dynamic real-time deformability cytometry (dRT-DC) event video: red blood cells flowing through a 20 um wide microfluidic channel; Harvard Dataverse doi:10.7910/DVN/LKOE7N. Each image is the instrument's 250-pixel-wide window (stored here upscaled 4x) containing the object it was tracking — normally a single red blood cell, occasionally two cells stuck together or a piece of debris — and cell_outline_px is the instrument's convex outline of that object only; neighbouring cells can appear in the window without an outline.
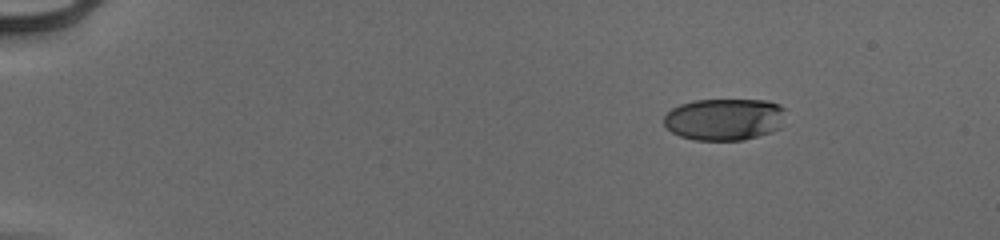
{"species": "human", "species_latin": "Homo sapiens", "temperature_condition": "cold", "stored_images_in_passage": 47, "camera_frame_rate_fps": 3000, "um_per_image_px": 0.085, "donor": {"sex": "male"}, "frame": {"image": 1, "passage_image": 1, "time_ms": 0.0, "image_size_px": [1000, 240], "cell_outline_px": [[784, 108], [780, 128], [772, 132], [744, 140], [696, 140], [680, 136], [672, 132], [664, 124], [664, 116], [672, 108], [680, 104], [696, 100], [768, 100], [780, 104]], "centroid_in_image_um": [61.57, 10.14], "position_along_channel_um": 23.4, "area_um2": 29.77}}
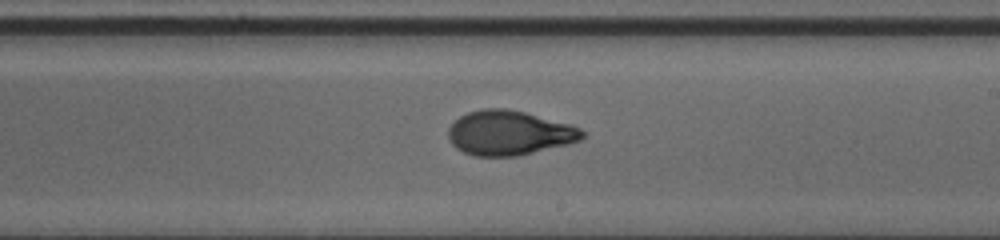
{"frame": {"image": 2, "passage_image": 27, "time_ms": 8.667, "image_size_px": [1000, 240], "cell_outline_px": [[588, 136], [580, 140], [568, 144], [520, 156], [472, 156], [456, 148], [448, 140], [448, 128], [460, 116], [468, 112], [484, 108], [508, 108], [572, 124], [588, 132]], "centroid_in_image_um": [43.32, 11.3], "position_along_channel_um": 245.7, "area_um2": 35.26}}
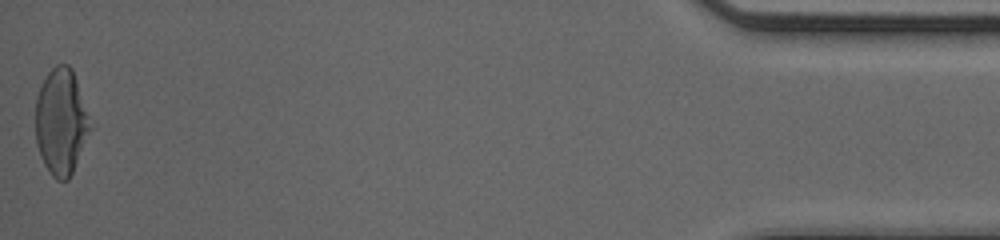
{"frame": {"image": 3, "passage_image": 47, "time_ms": 15.333, "image_size_px": [1000, 240], "cell_outline_px": [[92, 128], [72, 172], [68, 180], [56, 180], [52, 176], [44, 164], [40, 156], [36, 144], [36, 96], [48, 72], [56, 64], [68, 64], [72, 68]], "centroid_in_image_um": [5.18, 10.36], "position_along_channel_um": 430.0, "area_um2": 33.47}, "authors_computed_cell_mechanics": {"area_um2": 33.7552, "velocity_mm_per_s": 3.9787, "shape_relaxation_time_tau1_ms": 4.3491, "shape_relaxation_time_tau2_ms": 1.0754, "deformation_change_tau1": 0.1897, "deformation_change_tau2": 0.0664}}